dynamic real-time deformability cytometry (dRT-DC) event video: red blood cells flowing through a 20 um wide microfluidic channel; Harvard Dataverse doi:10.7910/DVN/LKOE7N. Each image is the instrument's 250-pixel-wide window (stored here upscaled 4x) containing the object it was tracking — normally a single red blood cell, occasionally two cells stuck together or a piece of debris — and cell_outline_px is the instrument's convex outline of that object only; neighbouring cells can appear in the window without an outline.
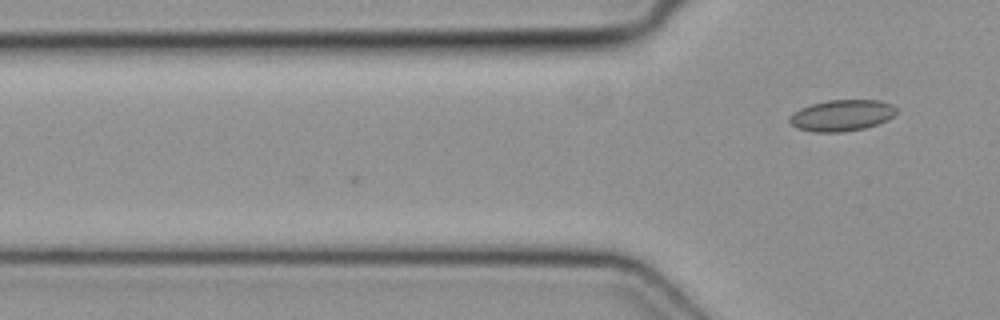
{"species": "common noctule bat (a hibernating species)", "species_latin": "Nyctalus noctula", "temperature_condition": "cold", "stored_images_in_passage": 8, "camera_frame_rate_fps": 3000, "um_per_image_px": 0.085, "animal": {"sex": "female", "body_mass_g": 19.3, "forearm_length_mm": 54.1}, "frame": {"image": 1, "passage_image": 8, "time_ms": 2.333, "image_size_px": [1000, 320], "cell_outline_px": [[896, 112], [888, 120], [864, 128], [844, 132], [812, 132], [796, 128], [788, 120], [788, 116], [792, 112], [800, 108], [812, 104], [828, 100], [880, 100], [892, 104], [896, 108]], "centroid_in_image_um": [71.52, 9.81], "position_along_channel_um": 54.3, "area_um2": 19.59}}